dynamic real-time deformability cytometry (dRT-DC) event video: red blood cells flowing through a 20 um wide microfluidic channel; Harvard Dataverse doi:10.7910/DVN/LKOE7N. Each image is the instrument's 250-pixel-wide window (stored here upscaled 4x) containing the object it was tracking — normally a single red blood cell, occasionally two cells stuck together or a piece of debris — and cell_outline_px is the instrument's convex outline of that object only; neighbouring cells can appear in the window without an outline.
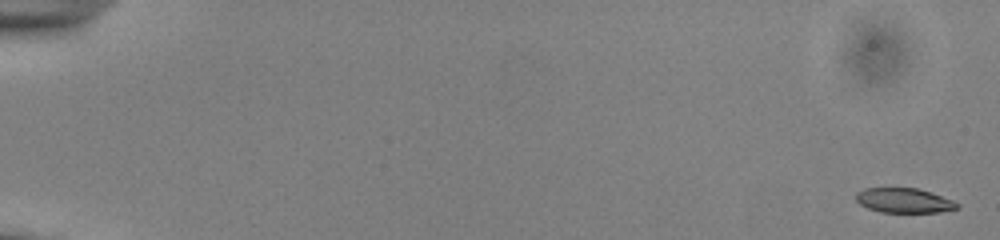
{"species": "common noctule bat (a hibernating species)", "species_latin": "Nyctalus noctula", "temperature_condition": "cold", "stored_images_in_passage": 55, "camera_frame_rate_fps": 3000, "um_per_image_px": 0.085, "animal": {"sex": "male", "body_mass_g": 13.0, "forearm_length_mm": 53.1}, "frame": {"image": 1, "passage_image": 1, "time_ms": 0.0, "image_size_px": [1000, 240], "cell_outline_px": [[960, 208], [940, 212], [880, 212], [868, 208], [860, 204], [856, 200], [856, 192], [864, 188], [916, 188], [932, 192], [952, 200], [960, 204]], "centroid_in_image_um": [76.86, 17.04], "position_along_channel_um": 8.1, "area_um2": 14.62}}
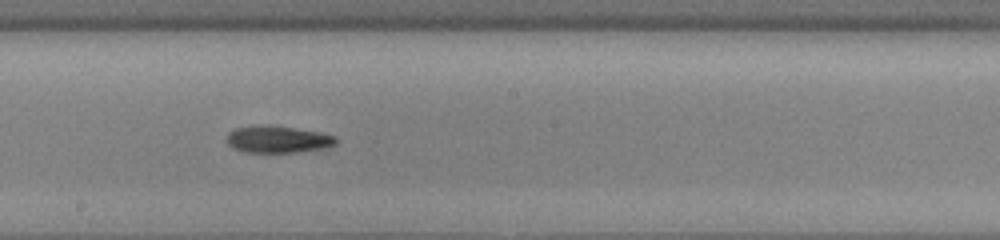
{"frame": {"image": 2, "passage_image": 32, "time_ms": 10.333, "image_size_px": [1000, 240], "cell_outline_px": [[336, 144], [324, 148], [296, 152], [244, 152], [232, 148], [228, 144], [228, 132], [236, 128], [260, 124], [268, 124], [320, 132], [336, 136]], "centroid_in_image_um": [23.6, 11.83], "position_along_channel_um": 224.6, "area_um2": 17.22}}
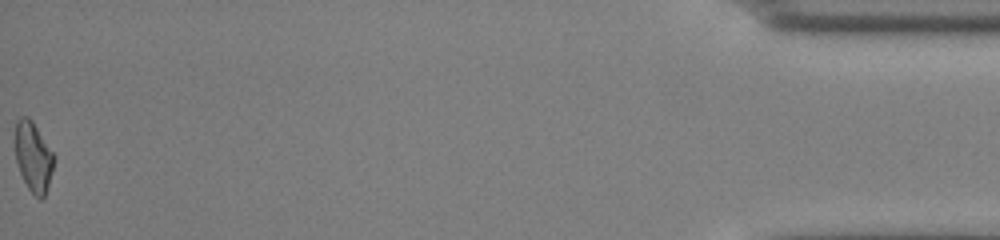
{"frame": {"image": 3, "passage_image": 55, "time_ms": 18.0, "image_size_px": [1000, 240], "cell_outline_px": [[52, 168], [48, 188], [44, 196], [40, 200], [28, 188], [20, 172], [16, 160], [16, 120], [20, 116], [28, 116], [32, 120], [52, 152]], "centroid_in_image_um": [2.81, 13.32], "position_along_channel_um": 432.4, "area_um2": 15.26}, "authors_computed_cell_mechanics": {"area_um2": 16.4152, "velocity_mm_per_s": 3.8706, "shape_relaxation_time_tau1_ms": null, "shape_relaxation_time_tau2_ms": 10.9185, "deformation_change_tau1": null, "deformation_change_tau2": 0.1852}}